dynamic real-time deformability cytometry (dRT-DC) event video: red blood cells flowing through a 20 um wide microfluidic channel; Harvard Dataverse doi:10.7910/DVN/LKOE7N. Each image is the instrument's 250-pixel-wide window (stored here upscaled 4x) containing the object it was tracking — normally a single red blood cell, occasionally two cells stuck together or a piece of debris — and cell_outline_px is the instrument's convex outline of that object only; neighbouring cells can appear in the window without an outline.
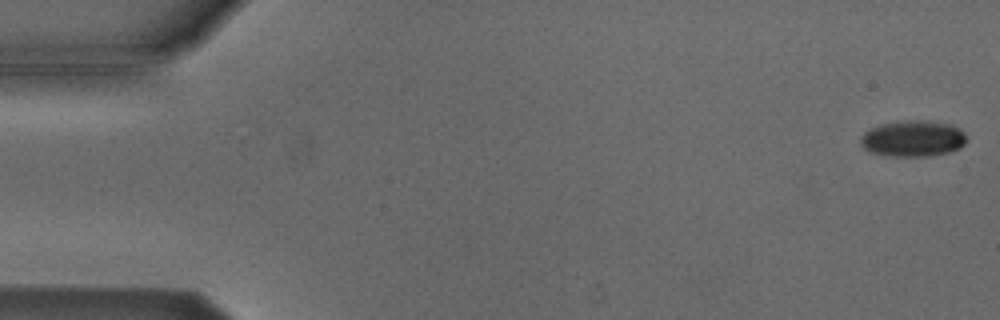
{"species": "Egyptian fruit bat (a non-hibernating species)", "species_latin": "Rousettus aegyptiacus", "temperature_condition": "cold", "stored_images_in_passage": 53, "camera_frame_rate_fps": 3000, "um_per_image_px": 0.085, "animal": {"sex": "male"}, "frame": {"image": 1, "passage_image": 1, "time_ms": 0.0, "image_size_px": [1000, 320], "cell_outline_px": [[968, 140], [960, 148], [948, 152], [928, 156], [892, 156], [868, 152], [860, 144], [860, 136], [864, 132], [880, 124], [904, 120], [928, 120], [952, 124], [960, 128], [964, 132]], "centroid_in_image_um": [77.61, 11.76], "position_along_channel_um": 7.4, "area_um2": 22.66}}
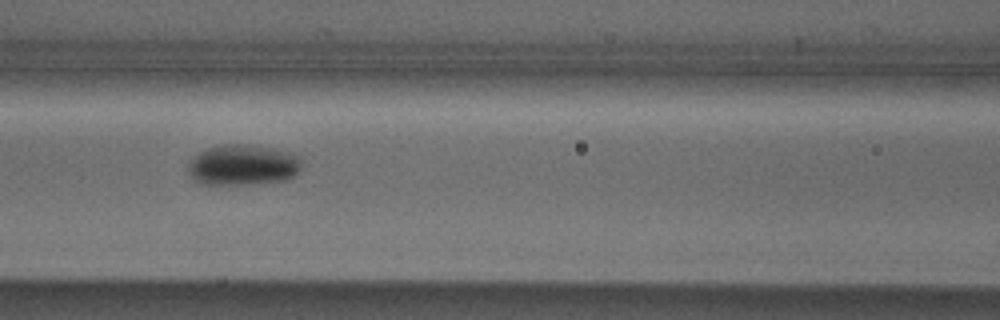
{"frame": {"image": 2, "passage_image": 23, "time_ms": 7.333, "image_size_px": [1000, 320], "cell_outline_px": [[300, 172], [284, 180], [244, 184], [200, 184], [188, 172], [188, 164], [192, 156], [208, 148], [220, 144], [244, 144], [272, 148], [296, 156], [300, 160]], "centroid_in_image_um": [20.58, 14.02], "position_along_channel_um": 146.0, "area_um2": 26.59}}
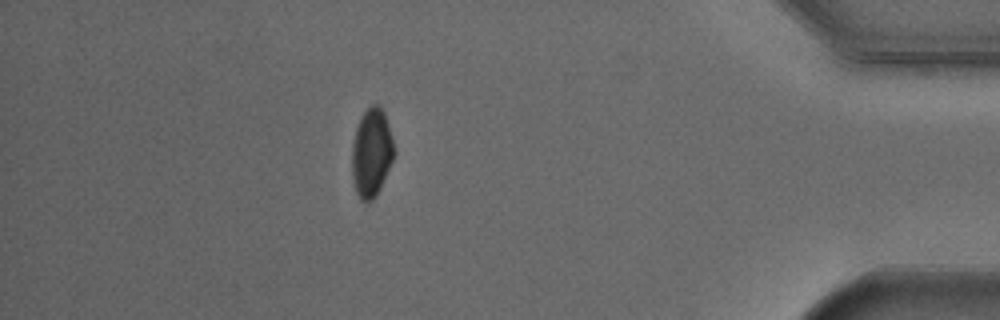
{"frame": {"image": 3, "passage_image": 47, "time_ms": 15.333, "image_size_px": [1000, 320], "cell_outline_px": [[392, 160], [380, 188], [376, 196], [368, 204], [360, 200], [356, 192], [352, 176], [352, 144], [356, 128], [360, 116], [372, 104], [380, 104], [384, 112], [388, 124], [392, 140]], "centroid_in_image_um": [31.54, 12.99], "position_along_channel_um": 403.7, "area_um2": 21.5}}